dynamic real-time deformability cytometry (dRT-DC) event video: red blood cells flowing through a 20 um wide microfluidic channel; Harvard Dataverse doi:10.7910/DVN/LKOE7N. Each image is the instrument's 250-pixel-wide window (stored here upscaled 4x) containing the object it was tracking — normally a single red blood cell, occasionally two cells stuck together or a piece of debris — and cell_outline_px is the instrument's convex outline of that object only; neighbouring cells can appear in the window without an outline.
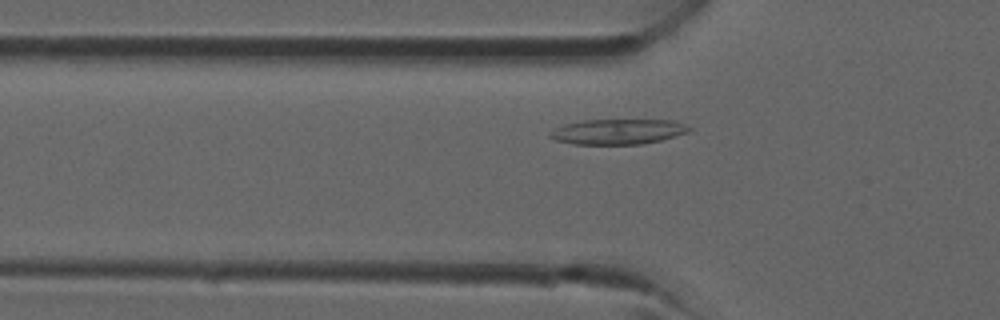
{"species": "common noctule bat (a hibernating species)", "species_latin": "Nyctalus noctula", "temperature_condition": "room temperature", "stored_images_in_passage": 35, "camera_frame_rate_fps": 3000, "um_per_image_px": 0.085, "animal": {"sex": "male", "forearm_length_mm": 52.5}, "frame": {"image": 1, "passage_image": 8, "time_ms": 2.333, "image_size_px": [1000, 320], "cell_outline_px": [[692, 128], [688, 132], [660, 140], [640, 144], [572, 144], [556, 140], [548, 136], [548, 132], [564, 124], [584, 120], [676, 120]], "centroid_in_image_um": [52.5, 11.18], "position_along_channel_um": 73.3, "area_um2": 20.4}}
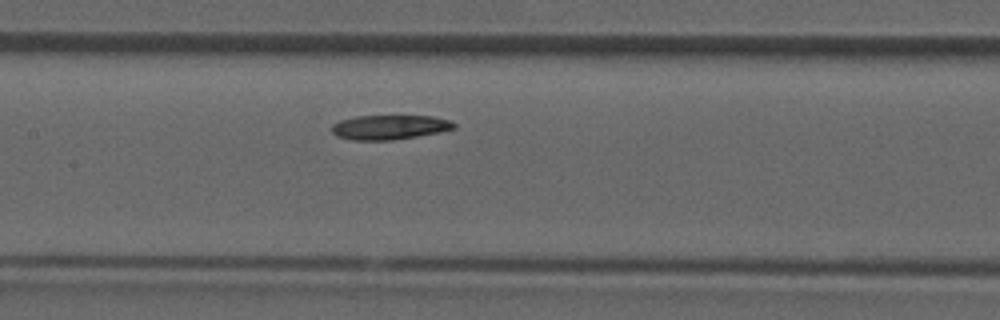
{"frame": {"image": 2, "passage_image": 14, "time_ms": 4.333, "image_size_px": [1000, 320], "cell_outline_px": [[456, 128], [440, 132], [392, 140], [352, 140], [336, 136], [332, 132], [332, 124], [340, 120], [356, 116], [432, 116], [448, 120], [456, 124]], "centroid_in_image_um": [33.09, 10.81], "position_along_channel_um": 174.3, "area_um2": 17.4}}
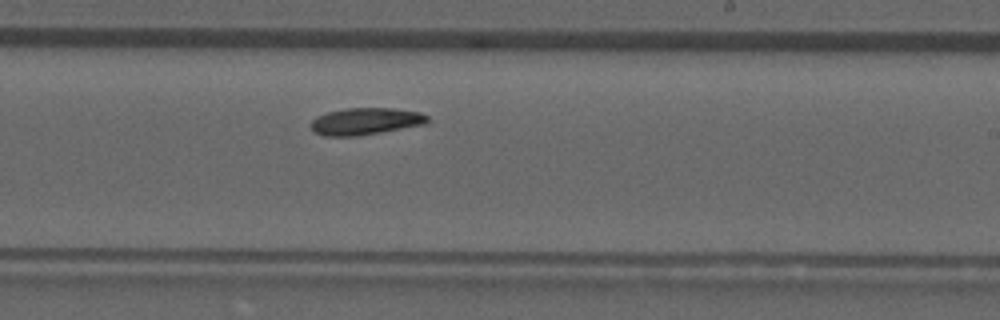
{"frame": {"image": 3, "passage_image": 19, "time_ms": 6.0, "image_size_px": [1000, 320], "cell_outline_px": [[428, 120], [424, 124], [380, 132], [356, 136], [324, 136], [316, 132], [312, 128], [312, 120], [316, 116], [328, 112], [344, 108], [396, 108], [420, 112], [428, 116]], "centroid_in_image_um": [31.07, 10.3], "position_along_channel_um": 257.9, "area_um2": 18.15}}